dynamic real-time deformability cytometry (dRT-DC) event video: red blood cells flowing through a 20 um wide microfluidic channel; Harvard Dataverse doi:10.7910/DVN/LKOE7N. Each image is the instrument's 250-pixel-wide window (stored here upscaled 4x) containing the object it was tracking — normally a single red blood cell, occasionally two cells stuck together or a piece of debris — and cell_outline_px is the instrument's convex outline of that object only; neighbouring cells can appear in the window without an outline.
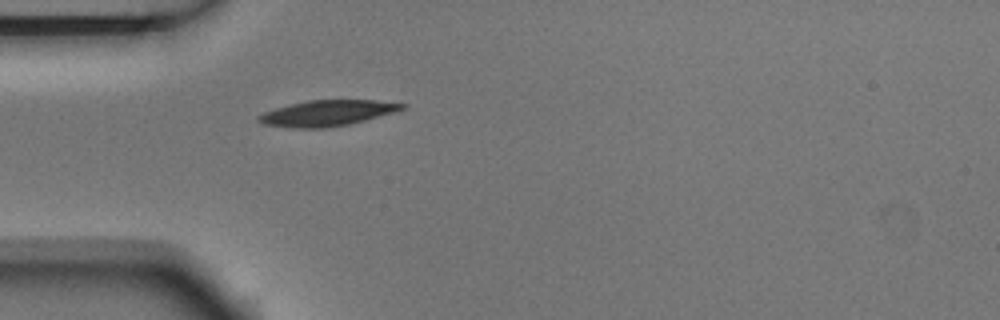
{"species": "Egyptian fruit bat (a non-hibernating species)", "species_latin": "Rousettus aegyptiacus", "temperature_condition": "room temperature", "stored_images_in_passage": 1, "camera_frame_rate_fps": 3000, "um_per_image_px": 0.085, "animal": {"sex": "male"}, "frame": {"image": 1, "passage_image": 1, "time_ms": 0.0, "image_size_px": [1000, 320], "cell_outline_px": [[408, 104], [404, 108], [392, 112], [364, 120], [348, 124], [328, 128], [292, 128], [264, 124], [256, 120], [256, 116], [264, 112], [276, 108], [308, 100], [376, 100]], "centroid_in_image_um": [27.77, 9.61], "position_along_channel_um": 57.2, "area_um2": 21.33}}